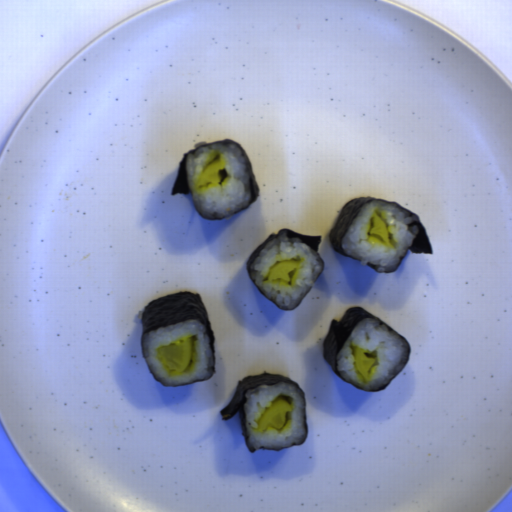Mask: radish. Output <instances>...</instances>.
Masks as SVG:
<instances>
[{"instance_id":"radish-2","label":"radish","mask_w":512,"mask_h":512,"mask_svg":"<svg viewBox=\"0 0 512 512\" xmlns=\"http://www.w3.org/2000/svg\"><path fill=\"white\" fill-rule=\"evenodd\" d=\"M291 411L292 408L287 397L282 395L277 397L261 416L258 429L263 431L267 428L282 429L286 423L287 415Z\"/></svg>"},{"instance_id":"radish-1","label":"radish","mask_w":512,"mask_h":512,"mask_svg":"<svg viewBox=\"0 0 512 512\" xmlns=\"http://www.w3.org/2000/svg\"><path fill=\"white\" fill-rule=\"evenodd\" d=\"M157 354L169 370L176 373L184 372L192 360V338L183 339L177 344L161 346Z\"/></svg>"},{"instance_id":"radish-5","label":"radish","mask_w":512,"mask_h":512,"mask_svg":"<svg viewBox=\"0 0 512 512\" xmlns=\"http://www.w3.org/2000/svg\"><path fill=\"white\" fill-rule=\"evenodd\" d=\"M354 365L357 371L364 379H369L370 370L374 366L376 359L368 358L361 348L354 349L353 352Z\"/></svg>"},{"instance_id":"radish-4","label":"radish","mask_w":512,"mask_h":512,"mask_svg":"<svg viewBox=\"0 0 512 512\" xmlns=\"http://www.w3.org/2000/svg\"><path fill=\"white\" fill-rule=\"evenodd\" d=\"M299 263L296 260H283L274 265L268 275L269 281L290 282L291 273L298 268Z\"/></svg>"},{"instance_id":"radish-3","label":"radish","mask_w":512,"mask_h":512,"mask_svg":"<svg viewBox=\"0 0 512 512\" xmlns=\"http://www.w3.org/2000/svg\"><path fill=\"white\" fill-rule=\"evenodd\" d=\"M224 167L222 157H217L210 161L203 170L197 185L205 186L208 183H220L222 180L220 170L224 169Z\"/></svg>"},{"instance_id":"radish-6","label":"radish","mask_w":512,"mask_h":512,"mask_svg":"<svg viewBox=\"0 0 512 512\" xmlns=\"http://www.w3.org/2000/svg\"><path fill=\"white\" fill-rule=\"evenodd\" d=\"M372 227L370 229V236L379 239L384 243H390L389 231L386 224L380 216H374L371 219Z\"/></svg>"}]
</instances>
